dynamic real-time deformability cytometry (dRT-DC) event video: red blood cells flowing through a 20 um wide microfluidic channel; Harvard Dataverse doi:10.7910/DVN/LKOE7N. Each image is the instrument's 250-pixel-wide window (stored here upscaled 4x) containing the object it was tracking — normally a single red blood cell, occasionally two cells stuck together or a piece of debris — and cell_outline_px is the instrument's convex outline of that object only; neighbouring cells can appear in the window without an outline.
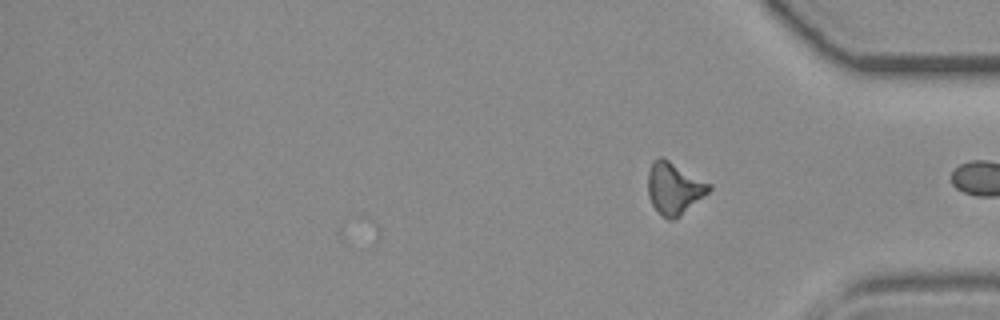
{"species": "common noctule bat (a hibernating species)", "species_latin": "Nyctalus noctula", "temperature_condition": "room temperature", "stored_images_in_passage": 19, "camera_frame_rate_fps": 3000, "um_per_image_px": 0.085, "animal": {"sex": "female", "body_mass_g": 19.3, "forearm_length_mm": 54.1}, "frame": {"image": 1, "passage_image": 19, "time_ms": 6.0, "image_size_px": [1000, 320], "cell_outline_px": [[712, 188], [704, 196], [680, 216], [672, 220], [668, 220], [652, 204], [648, 196], [648, 172], [652, 160], [660, 156], [668, 160], [712, 184]], "centroid_in_image_um": [57.3, 15.99], "position_along_channel_um": 377.9, "area_um2": 18.32}}